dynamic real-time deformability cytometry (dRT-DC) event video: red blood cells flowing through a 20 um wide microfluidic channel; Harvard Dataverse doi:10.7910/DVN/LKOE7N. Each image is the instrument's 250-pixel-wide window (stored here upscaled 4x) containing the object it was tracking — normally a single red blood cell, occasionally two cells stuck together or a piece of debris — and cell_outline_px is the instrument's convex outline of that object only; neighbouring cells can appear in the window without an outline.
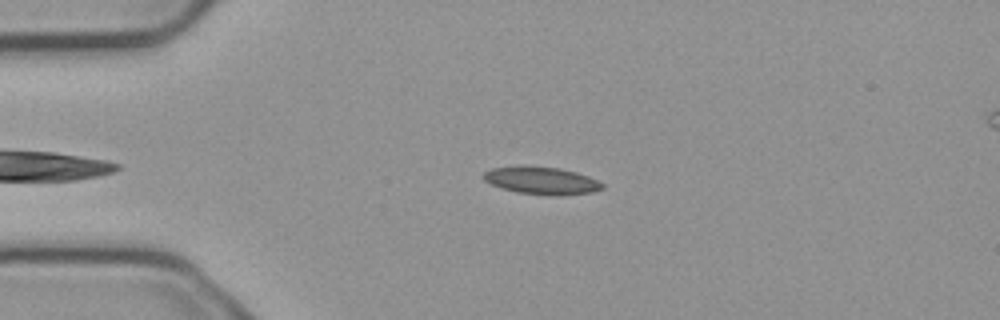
{"species": "common noctule bat (a hibernating species)", "species_latin": "Nyctalus noctula", "temperature_condition": "cold", "stored_images_in_passage": 5, "camera_frame_rate_fps": 3000, "um_per_image_px": 0.085, "animal": {"sex": "male", "body_mass_g": 23.1, "forearm_length_mm": 52.7}, "frame": {"image": 1, "passage_image": 3, "time_ms": 0.667, "image_size_px": [1000, 320], "cell_outline_px": [[604, 188], [592, 192], [516, 192], [492, 184], [484, 180], [480, 176], [484, 172], [492, 168], [520, 164], [524, 164], [560, 168], [576, 172], [588, 176], [604, 184]], "centroid_in_image_um": [45.93, 15.25], "position_along_channel_um": 39.1, "area_um2": 18.26}}
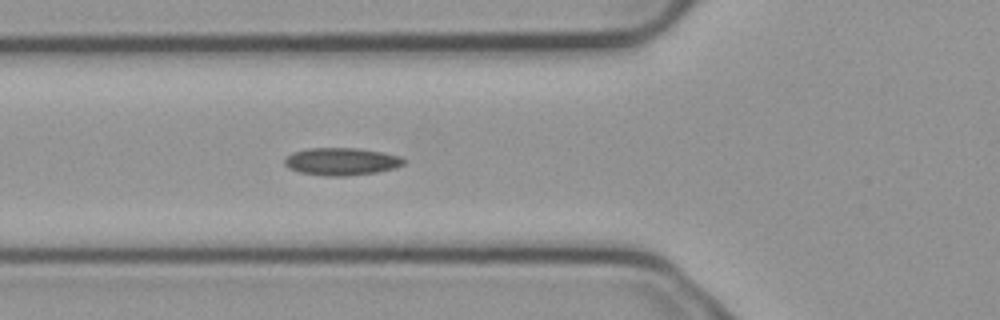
{"frame": {"image": 2, "passage_image": 5, "time_ms": 1.333, "image_size_px": [1000, 320], "cell_outline_px": [[404, 164], [396, 168], [376, 172], [344, 176], [324, 176], [300, 172], [288, 168], [284, 164], [284, 160], [292, 152], [308, 148], [356, 148], [380, 152], [400, 156], [404, 160]], "centroid_in_image_um": [29.0, 13.73], "position_along_channel_um": 96.8, "area_um2": 19.02}}